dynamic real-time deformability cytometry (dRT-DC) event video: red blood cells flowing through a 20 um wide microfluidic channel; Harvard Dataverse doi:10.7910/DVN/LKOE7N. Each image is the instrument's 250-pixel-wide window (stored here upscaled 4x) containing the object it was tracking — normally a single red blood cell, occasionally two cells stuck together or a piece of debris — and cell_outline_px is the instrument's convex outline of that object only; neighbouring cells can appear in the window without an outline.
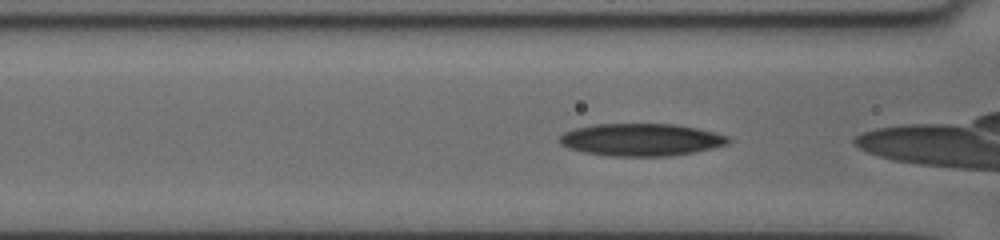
{"species": "human", "species_latin": "Homo sapiens", "temperature_condition": "cold", "stored_images_in_passage": 60, "camera_frame_rate_fps": 3000, "um_per_image_px": 0.085, "donor": {"sex": "female"}, "frame": {"image": 1, "passage_image": 18, "time_ms": 3.0, "image_size_px": [1000, 240], "cell_outline_px": [[732, 140], [728, 144], [712, 148], [672, 156], [612, 156], [584, 152], [568, 148], [560, 144], [556, 140], [564, 132], [576, 128], [596, 124], [676, 124], [696, 128], [728, 136]], "centroid_in_image_um": [54.47, 11.88], "position_along_channel_um": 112.1, "area_um2": 31.85}}
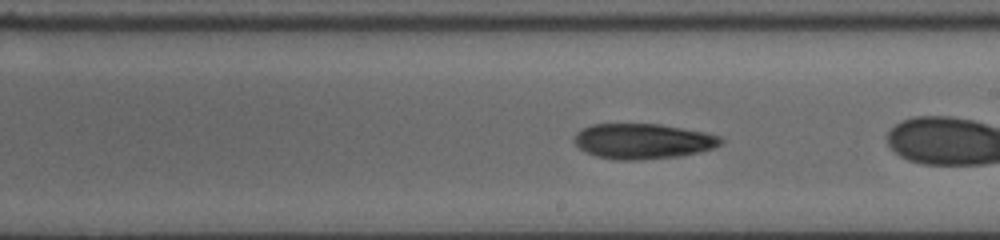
{"frame": {"image": 2, "passage_image": 31, "time_ms": 6.333, "image_size_px": [1000, 240], "cell_outline_px": [[724, 140], [720, 144], [712, 148], [700, 152], [680, 156], [636, 160], [620, 160], [596, 156], [584, 152], [572, 140], [576, 132], [592, 124], [660, 124], [704, 132], [720, 136]], "centroid_in_image_um": [54.62, 12.0], "position_along_channel_um": 234.4, "area_um2": 30.11}}
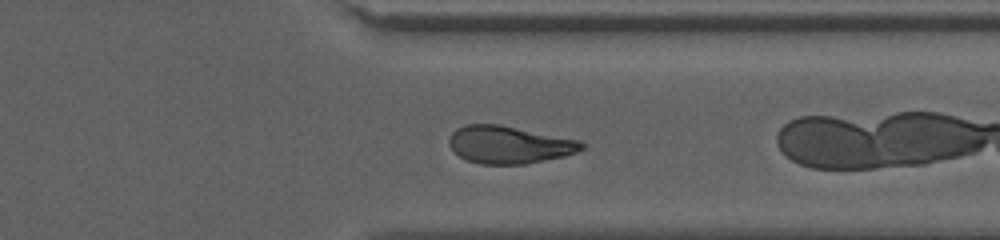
{"frame": {"image": 3, "passage_image": 43, "time_ms": 10.0, "image_size_px": [1000, 240], "cell_outline_px": [[584, 148], [576, 152], [564, 156], [524, 164], [480, 164], [468, 160], [460, 156], [448, 144], [448, 140], [452, 132], [456, 128], [468, 124], [500, 124], [580, 140], [584, 144]], "centroid_in_image_um": [43.27, 12.29], "position_along_channel_um": 368.1, "area_um2": 28.9}}